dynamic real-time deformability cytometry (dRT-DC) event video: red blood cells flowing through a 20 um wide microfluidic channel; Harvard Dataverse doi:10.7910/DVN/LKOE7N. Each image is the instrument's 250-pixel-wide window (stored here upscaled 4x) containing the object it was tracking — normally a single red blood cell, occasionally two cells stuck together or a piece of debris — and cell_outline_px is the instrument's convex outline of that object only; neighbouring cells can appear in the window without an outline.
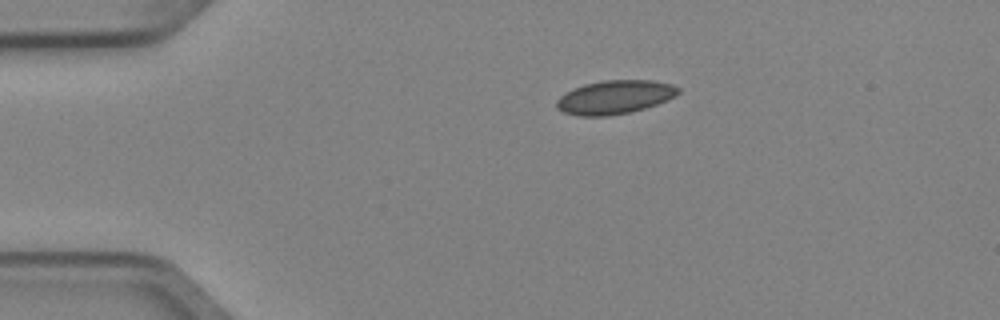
{"species": "Egyptian fruit bat (a non-hibernating species)", "species_latin": "Rousettus aegyptiacus", "temperature_condition": "cold", "stored_images_in_passage": 3, "camera_frame_rate_fps": 3000, "um_per_image_px": 0.085, "animal": {"sex": "female"}, "frame": {"image": 1, "passage_image": 1, "time_ms": 0.0, "image_size_px": [1000, 320], "cell_outline_px": [[680, 92], [676, 96], [668, 100], [632, 112], [608, 116], [576, 116], [564, 112], [556, 108], [556, 100], [564, 92], [572, 88], [584, 84], [604, 80], [652, 80], [672, 84], [680, 88]], "centroid_in_image_um": [52.24, 8.26], "position_along_channel_um": 32.8, "area_um2": 24.16}}
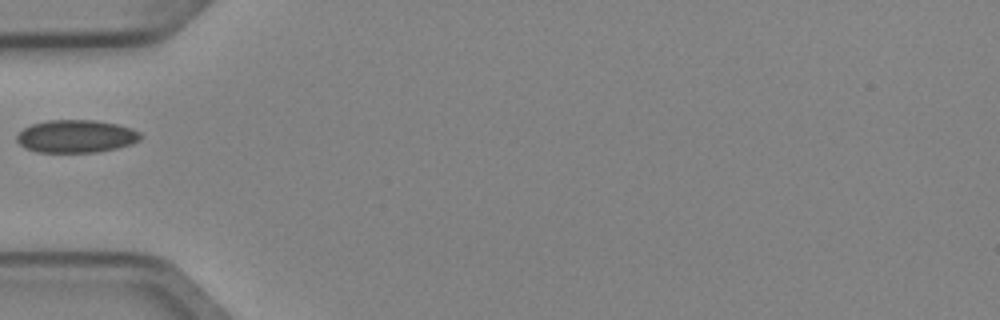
{"frame": {"image": 2, "passage_image": 3, "time_ms": 0.667, "image_size_px": [1000, 320], "cell_outline_px": [[144, 136], [140, 140], [132, 144], [116, 148], [96, 152], [36, 152], [24, 148], [16, 140], [16, 136], [24, 128], [32, 124], [48, 120], [96, 120], [116, 124], [132, 128], [140, 132]], "centroid_in_image_um": [6.49, 11.58], "position_along_channel_um": 78.5, "area_um2": 23.76}}